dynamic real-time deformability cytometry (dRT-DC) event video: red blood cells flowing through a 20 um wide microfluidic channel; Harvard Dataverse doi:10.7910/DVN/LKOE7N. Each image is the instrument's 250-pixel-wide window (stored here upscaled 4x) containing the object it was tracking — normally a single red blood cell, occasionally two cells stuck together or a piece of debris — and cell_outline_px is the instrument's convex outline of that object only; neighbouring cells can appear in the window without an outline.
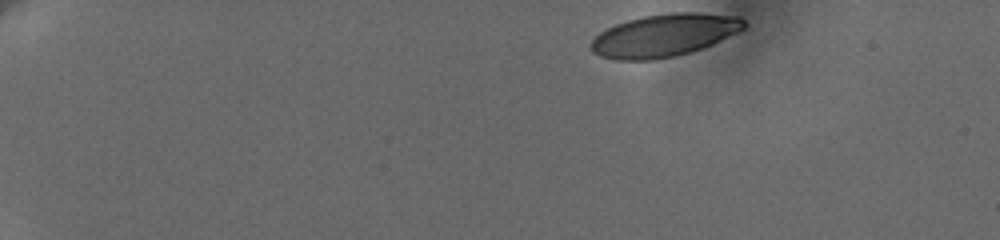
{"species": "human", "species_latin": "Homo sapiens", "temperature_condition": "cold", "stored_images_in_passage": 17, "camera_frame_rate_fps": 3000, "um_per_image_px": 0.085, "donor": {"sex": "female"}, "frame": {"image": 1, "passage_image": 1, "time_ms": 0.0, "image_size_px": [1000, 240], "cell_outline_px": [[744, 28], [712, 44], [676, 56], [652, 60], [616, 60], [600, 56], [592, 52], [588, 44], [600, 32], [616, 24], [628, 20], [644, 16], [668, 12], [700, 12], [736, 16], [744, 20]], "centroid_in_image_um": [56.4, 3.0], "position_along_channel_um": 28.6, "area_um2": 37.8}}
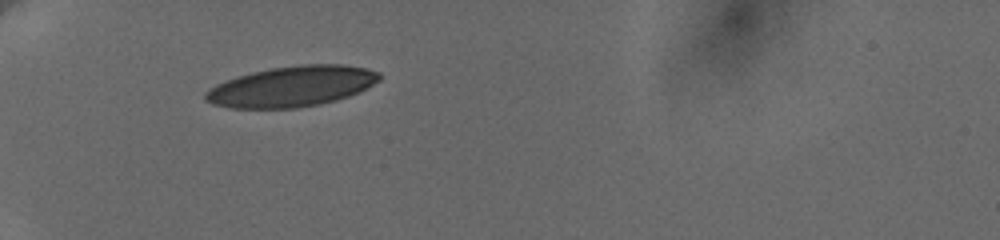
{"frame": {"image": 2, "passage_image": 16, "time_ms": 3.667, "image_size_px": [1000, 240], "cell_outline_px": [[380, 80], [348, 96], [336, 100], [320, 104], [296, 108], [228, 108], [212, 104], [204, 100], [204, 92], [208, 88], [216, 84], [236, 76], [252, 72], [272, 68], [300, 64], [344, 64], [364, 68], [380, 72]], "centroid_in_image_um": [24.74, 7.34], "position_along_channel_um": 60.3, "area_um2": 41.1}}